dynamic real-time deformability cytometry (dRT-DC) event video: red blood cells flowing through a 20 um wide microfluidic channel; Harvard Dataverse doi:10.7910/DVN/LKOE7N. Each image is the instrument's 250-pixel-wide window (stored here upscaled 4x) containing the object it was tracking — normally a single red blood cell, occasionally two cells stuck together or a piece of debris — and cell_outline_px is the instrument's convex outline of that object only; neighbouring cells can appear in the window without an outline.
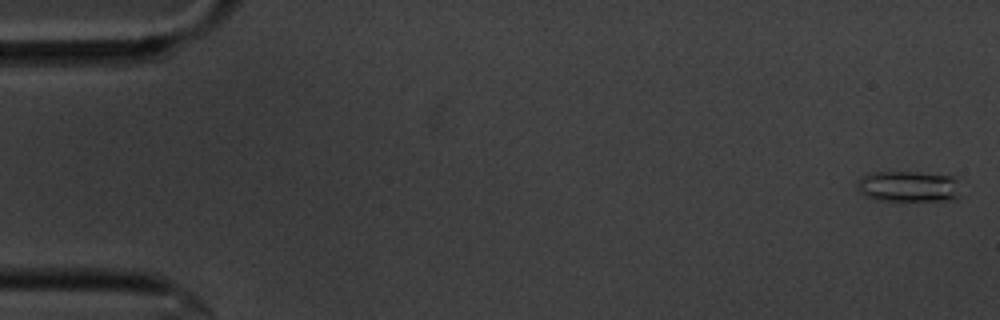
{"species": "common noctule bat (a hibernating species)", "species_latin": "Nyctalus noctula", "temperature_condition": "cold", "stored_images_in_passage": 18, "camera_frame_rate_fps": 3000, "um_per_image_px": 0.085, "animal": {"sex": "male", "body_mass_g": 20.1, "forearm_length_mm": 53.5}, "frame": {"image": 1, "passage_image": 2, "time_ms": 0.333, "image_size_px": [1000, 320], "cell_outline_px": [[960, 196], [956, 200], [876, 200], [864, 196], [856, 188], [856, 180], [860, 176], [868, 172], [916, 172], [952, 176], [956, 180]], "centroid_in_image_um": [77.15, 15.84], "position_along_channel_um": 7.9, "area_um2": 18.9}}
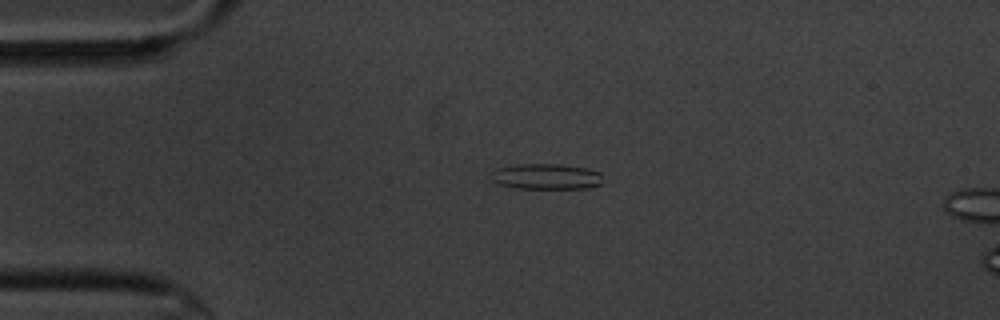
{"frame": {"image": 2, "passage_image": 14, "time_ms": 4.333, "image_size_px": [1000, 320], "cell_outline_px": [[600, 184], [588, 188], [520, 188], [500, 184], [492, 180], [492, 172], [496, 168], [520, 164], [560, 164], [588, 168], [600, 172]], "centroid_in_image_um": [46.44, 14.99], "position_along_channel_um": 38.6, "area_um2": 16.47}}